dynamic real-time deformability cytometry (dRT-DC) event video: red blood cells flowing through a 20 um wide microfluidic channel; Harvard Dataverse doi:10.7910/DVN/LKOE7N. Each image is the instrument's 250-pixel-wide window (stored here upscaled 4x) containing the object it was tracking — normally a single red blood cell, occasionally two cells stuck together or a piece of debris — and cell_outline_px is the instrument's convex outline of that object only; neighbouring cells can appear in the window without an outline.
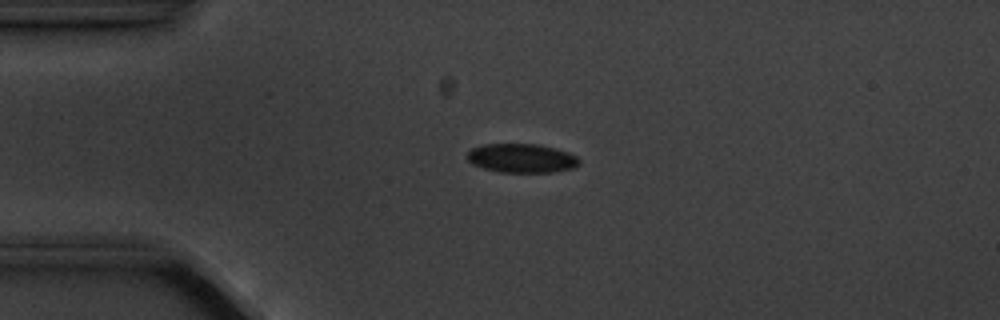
{"species": "common noctule bat (a hibernating species)", "species_latin": "Nyctalus noctula", "temperature_condition": "cold", "stored_images_in_passage": 4, "camera_frame_rate_fps": 3000, "um_per_image_px": 0.085, "animal": {"sex": "male", "body_mass_g": 20.1, "forearm_length_mm": 53.5}, "frame": {"image": 1, "passage_image": 3, "time_ms": 2.333, "image_size_px": [1000, 320], "cell_outline_px": [[580, 164], [572, 168], [552, 172], [500, 172], [484, 168], [472, 164], [468, 160], [468, 152], [472, 148], [484, 144], [540, 144], [556, 148], [568, 152], [576, 156], [580, 160]], "centroid_in_image_um": [44.36, 13.44], "position_along_channel_um": 40.6, "area_um2": 18.9}}